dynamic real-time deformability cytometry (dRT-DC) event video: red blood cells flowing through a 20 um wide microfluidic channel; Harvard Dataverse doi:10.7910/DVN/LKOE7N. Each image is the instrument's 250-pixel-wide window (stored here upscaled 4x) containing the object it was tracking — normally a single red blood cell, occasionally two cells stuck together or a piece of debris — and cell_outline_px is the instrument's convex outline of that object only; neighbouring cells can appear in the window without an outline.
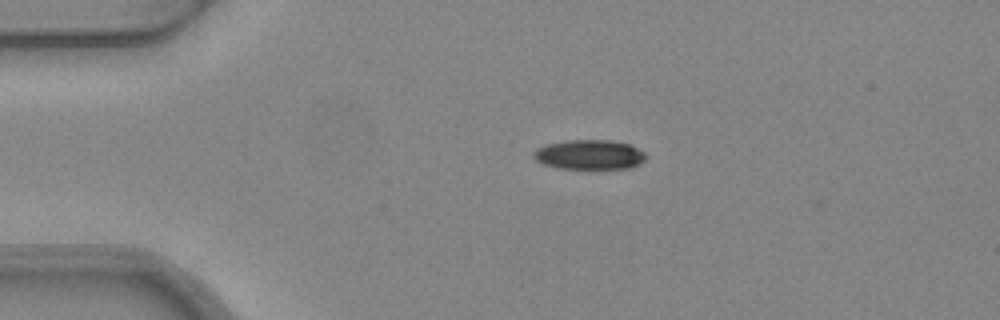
{"species": "common noctule bat (a hibernating species)", "species_latin": "Nyctalus noctula", "temperature_condition": "warm", "stored_images_in_passage": 2, "camera_frame_rate_fps": 3000, "um_per_image_px": 0.085, "animal": {"sex": "female", "body_mass_g": 24.6, "forearm_length_mm": 56.2}, "frame": {"image": 1, "passage_image": 1, "time_ms": 0.0, "image_size_px": [1000, 320], "cell_outline_px": [[648, 156], [644, 160], [628, 168], [556, 168], [544, 164], [536, 160], [532, 156], [532, 152], [536, 148], [548, 144], [568, 140], [612, 140], [628, 144], [644, 152]], "centroid_in_image_um": [50.06, 13.14], "position_along_channel_um": 34.9, "area_um2": 19.25}}